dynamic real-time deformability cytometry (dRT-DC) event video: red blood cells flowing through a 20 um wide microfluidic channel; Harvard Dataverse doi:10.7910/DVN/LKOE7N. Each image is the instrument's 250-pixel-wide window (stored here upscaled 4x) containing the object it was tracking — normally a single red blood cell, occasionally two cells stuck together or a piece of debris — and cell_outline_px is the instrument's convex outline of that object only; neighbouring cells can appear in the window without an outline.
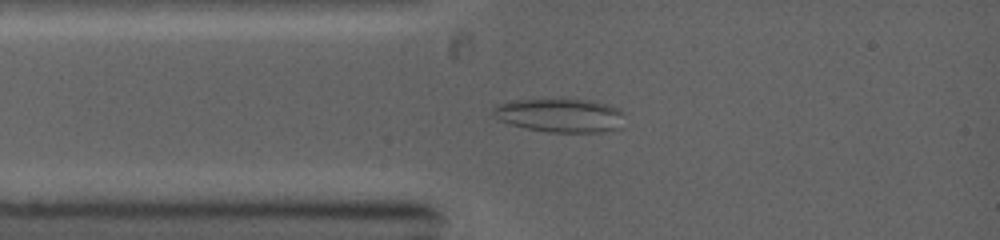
{"species": "common noctule bat (a hibernating species)", "species_latin": "Nyctalus noctula", "temperature_condition": "warm", "stored_images_in_passage": 28, "camera_frame_rate_fps": 5000, "um_per_image_px": 0.085, "animal": {"sex": "female", "body_mass_g": 19.0, "forearm_length_mm": 53.3}, "frame": {"image": 1, "passage_image": 1, "time_ms": 0.0, "image_size_px": [1000, 240], "cell_outline_px": [[624, 128], [600, 132], [548, 132], [528, 128], [512, 124], [500, 120], [492, 116], [492, 108], [504, 100], [596, 100], [620, 108]], "centroid_in_image_um": [47.63, 9.8], "position_along_channel_um": 37.4, "area_um2": 25.95}}
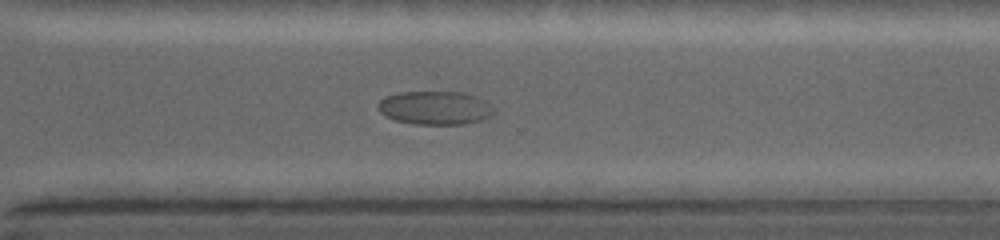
{"frame": {"image": 2, "passage_image": 16, "time_ms": 7.2, "image_size_px": [1000, 240], "cell_outline_px": [[496, 112], [492, 116], [484, 120], [464, 124], [416, 124], [396, 120], [384, 116], [376, 108], [376, 104], [384, 96], [400, 92], [464, 92], [488, 100], [496, 108]], "centroid_in_image_um": [37.04, 9.16], "position_along_channel_um": 333.6, "area_um2": 23.24}}
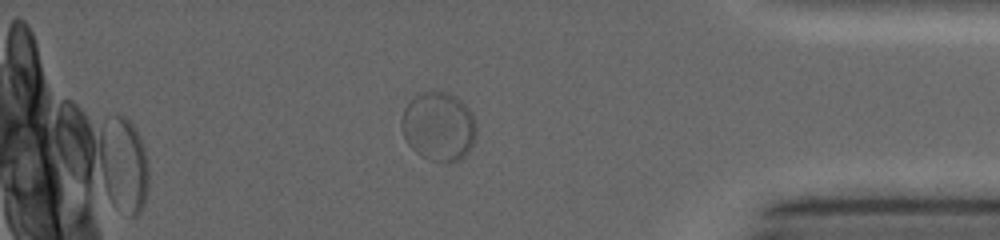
{"frame": {"image": 3, "passage_image": 21, "time_ms": 9.4, "image_size_px": [1000, 240], "cell_outline_px": [[476, 132], [472, 144], [468, 152], [460, 160], [448, 164], [444, 164], [420, 156], [408, 144], [404, 136], [400, 124], [400, 120], [404, 108], [420, 92], [448, 92], [456, 96], [472, 112], [476, 124]], "centroid_in_image_um": [37.28, 10.77], "position_along_channel_um": 397.9, "area_um2": 30.29}}